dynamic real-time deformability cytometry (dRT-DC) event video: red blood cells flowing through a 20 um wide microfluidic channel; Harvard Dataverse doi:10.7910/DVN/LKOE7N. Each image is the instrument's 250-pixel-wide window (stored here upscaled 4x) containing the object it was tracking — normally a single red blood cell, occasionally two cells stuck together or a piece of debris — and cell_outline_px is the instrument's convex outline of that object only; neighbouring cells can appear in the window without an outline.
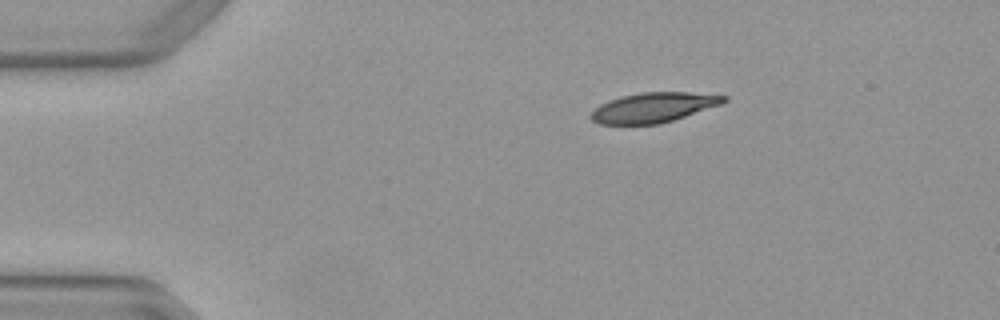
{"species": "Egyptian fruit bat (a non-hibernating species)", "species_latin": "Rousettus aegyptiacus", "temperature_condition": "warm", "stored_images_in_passage": 2, "camera_frame_rate_fps": 3000, "um_per_image_px": 0.085, "animal": {"sex": "female"}, "frame": {"image": 1, "passage_image": 1, "time_ms": 0.0, "image_size_px": [1000, 320], "cell_outline_px": [[728, 100], [720, 104], [660, 124], [600, 124], [592, 120], [588, 116], [600, 104], [608, 100], [640, 92], [688, 92], [728, 96]], "centroid_in_image_um": [55.52, 9.13], "position_along_channel_um": 29.5, "area_um2": 22.83}}